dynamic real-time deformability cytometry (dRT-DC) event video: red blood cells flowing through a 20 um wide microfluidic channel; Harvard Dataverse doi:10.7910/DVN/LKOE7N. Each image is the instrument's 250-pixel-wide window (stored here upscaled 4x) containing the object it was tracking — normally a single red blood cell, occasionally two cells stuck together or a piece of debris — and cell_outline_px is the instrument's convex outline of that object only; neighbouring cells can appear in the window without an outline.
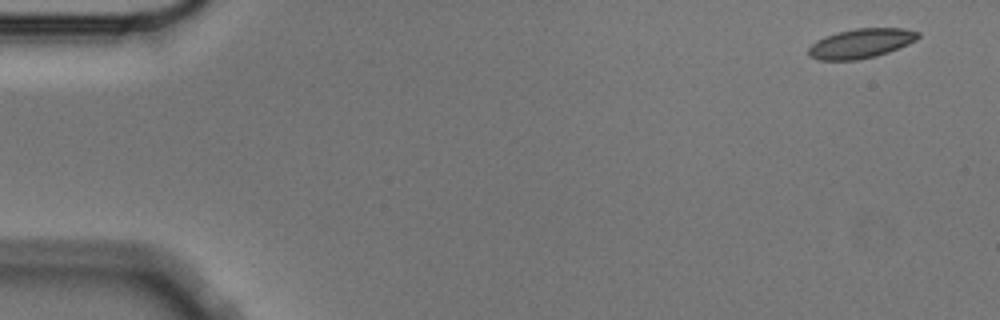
{"species": "Egyptian fruit bat (a non-hibernating species)", "species_latin": "Rousettus aegyptiacus", "temperature_condition": "cold", "stored_images_in_passage": 5, "camera_frame_rate_fps": 3000, "um_per_image_px": 0.085, "animal": {"sex": "male"}, "frame": {"image": 1, "passage_image": 1, "time_ms": 0.0, "image_size_px": [1000, 320], "cell_outline_px": [[920, 36], [916, 40], [908, 44], [888, 52], [876, 56], [856, 60], [820, 60], [808, 56], [808, 48], [816, 40], [824, 36], [856, 28], [904, 28], [920, 32]], "centroid_in_image_um": [73.18, 3.69], "position_along_channel_um": 11.8, "area_um2": 18.84}}
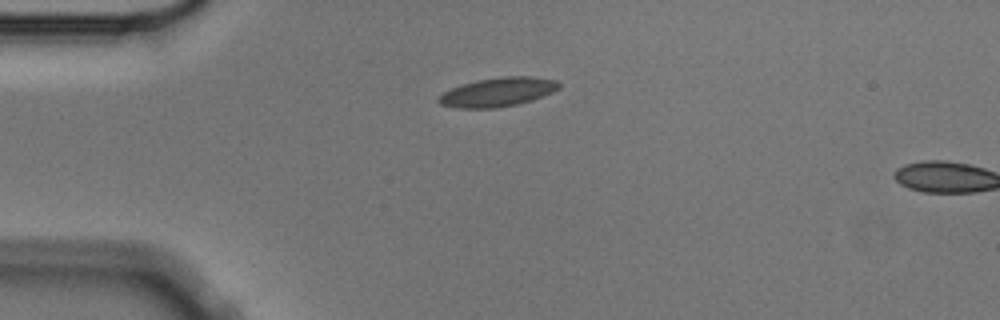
{"frame": {"image": 2, "passage_image": 4, "time_ms": 1.0, "image_size_px": [1000, 320], "cell_outline_px": [[560, 88], [544, 96], [532, 100], [516, 104], [496, 108], [456, 108], [440, 104], [436, 100], [444, 92], [452, 88], [476, 80], [504, 76], [532, 76], [556, 80], [560, 84]], "centroid_in_image_um": [42.33, 7.82], "position_along_channel_um": 42.7, "area_um2": 20.29}}